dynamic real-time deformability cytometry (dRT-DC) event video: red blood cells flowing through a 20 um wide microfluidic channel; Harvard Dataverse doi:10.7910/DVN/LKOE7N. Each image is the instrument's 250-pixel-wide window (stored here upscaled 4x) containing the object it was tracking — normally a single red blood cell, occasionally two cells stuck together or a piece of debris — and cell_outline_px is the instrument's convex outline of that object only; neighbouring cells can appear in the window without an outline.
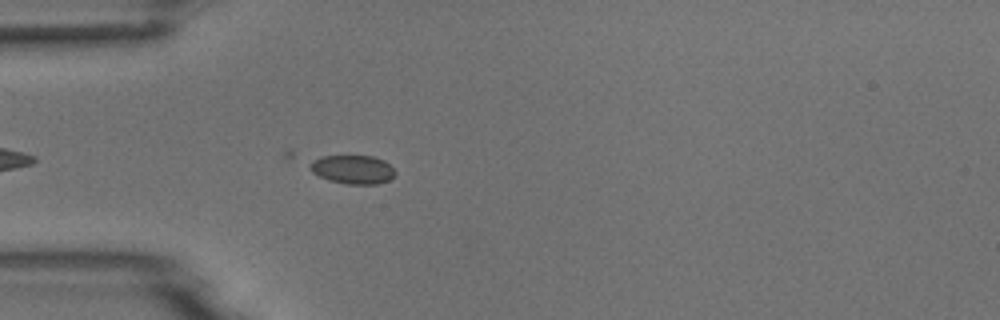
{"species": "common noctule bat (a hibernating species)", "species_latin": "Nyctalus noctula", "temperature_condition": "room temperature", "stored_images_in_passage": 3, "camera_frame_rate_fps": 3000, "um_per_image_px": 0.085, "animal": {"sex": "male", "body_mass_g": 18.8}, "frame": {"image": 1, "passage_image": 3, "time_ms": 2.333, "image_size_px": [1000, 320], "cell_outline_px": [[396, 176], [388, 180], [376, 184], [348, 184], [328, 180], [312, 172], [308, 168], [308, 164], [312, 160], [320, 156], [372, 156], [384, 160], [396, 172]], "centroid_in_image_um": [29.96, 14.4], "position_along_channel_um": 55.0, "area_um2": 14.33}}